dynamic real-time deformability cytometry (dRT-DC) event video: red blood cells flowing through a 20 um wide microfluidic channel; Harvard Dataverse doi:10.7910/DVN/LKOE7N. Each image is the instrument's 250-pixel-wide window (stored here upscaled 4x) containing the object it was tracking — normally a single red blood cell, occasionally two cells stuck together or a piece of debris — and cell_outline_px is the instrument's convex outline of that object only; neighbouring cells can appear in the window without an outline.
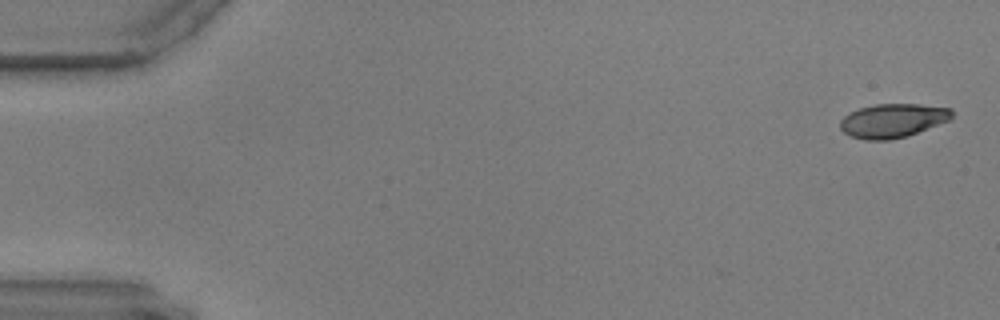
{"species": "common noctule bat (a hibernating species)", "species_latin": "Nyctalus noctula", "temperature_condition": "warm", "stored_images_in_passage": 57, "camera_frame_rate_fps": 3000, "um_per_image_px": 0.085, "animal": {"sex": "male", "body_mass_g": 17.9, "forearm_length_mm": 54.2}, "frame": {"image": 1, "passage_image": 1, "time_ms": 0.0, "image_size_px": [1000, 320], "cell_outline_px": [[952, 120], [908, 136], [888, 140], [868, 140], [852, 136], [844, 132], [840, 128], [840, 120], [848, 112], [860, 108], [876, 104], [920, 104], [952, 108]], "centroid_in_image_um": [75.92, 10.25], "position_along_channel_um": 9.1, "area_um2": 22.25}}
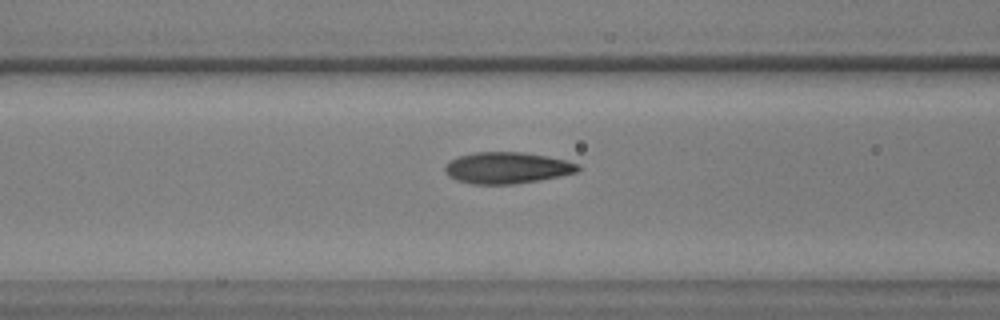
{"frame": {"image": 2, "passage_image": 23, "time_ms": 7.333, "image_size_px": [1000, 320], "cell_outline_px": [[580, 172], [540, 180], [512, 184], [472, 184], [456, 180], [448, 176], [444, 172], [444, 168], [452, 160], [460, 156], [476, 152], [520, 152], [548, 156], [580, 164]], "centroid_in_image_um": [43.13, 14.27], "position_along_channel_um": 123.5, "area_um2": 24.33}}
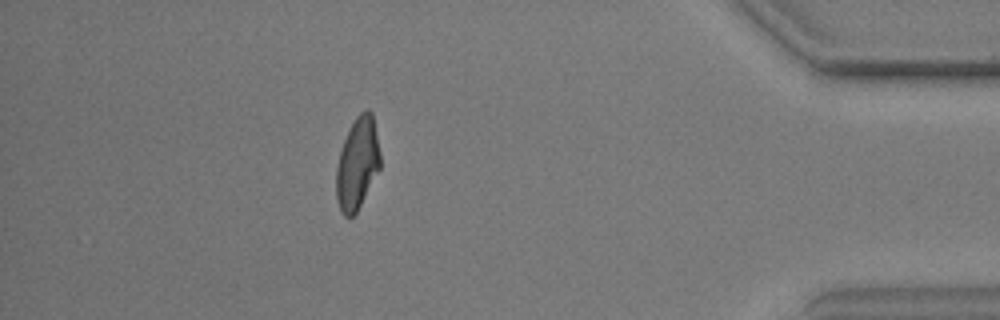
{"frame": {"image": 3, "passage_image": 51, "time_ms": 16.667, "image_size_px": [1000, 320], "cell_outline_px": [[380, 168], [356, 212], [352, 216], [344, 216], [340, 212], [336, 196], [336, 168], [340, 152], [344, 140], [356, 116], [360, 112], [368, 108], [372, 112], [380, 152]], "centroid_in_image_um": [30.37, 13.89], "position_along_channel_um": 404.8, "area_um2": 23.29}}